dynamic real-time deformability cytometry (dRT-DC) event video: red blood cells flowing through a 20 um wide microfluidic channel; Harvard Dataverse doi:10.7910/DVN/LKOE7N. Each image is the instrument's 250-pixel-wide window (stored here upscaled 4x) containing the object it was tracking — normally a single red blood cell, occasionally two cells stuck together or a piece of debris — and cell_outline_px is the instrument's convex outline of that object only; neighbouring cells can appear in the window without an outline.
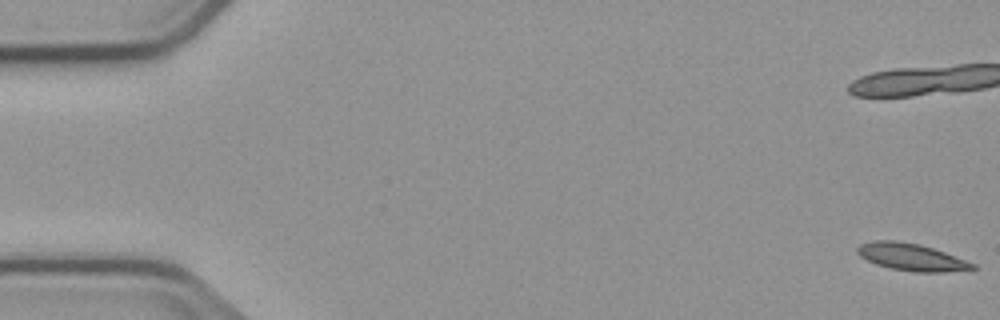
{"species": "common noctule bat (a hibernating species)", "species_latin": "Nyctalus noctula", "temperature_condition": "cold", "stored_images_in_passage": 5, "camera_frame_rate_fps": 3000, "um_per_image_px": 0.085, "animal": {"sex": "male", "body_mass_g": 23.1, "forearm_length_mm": 52.7}, "frame": {"image": 1, "passage_image": 1, "time_ms": 0.0, "image_size_px": [1000, 320], "cell_outline_px": [[976, 268], [944, 272], [916, 272], [892, 268], [876, 264], [860, 256], [856, 252], [856, 248], [860, 244], [872, 240], [896, 240], [920, 244], [944, 252], [976, 264]], "centroid_in_image_um": [77.43, 21.83], "position_along_channel_um": 7.6, "area_um2": 18.09}}